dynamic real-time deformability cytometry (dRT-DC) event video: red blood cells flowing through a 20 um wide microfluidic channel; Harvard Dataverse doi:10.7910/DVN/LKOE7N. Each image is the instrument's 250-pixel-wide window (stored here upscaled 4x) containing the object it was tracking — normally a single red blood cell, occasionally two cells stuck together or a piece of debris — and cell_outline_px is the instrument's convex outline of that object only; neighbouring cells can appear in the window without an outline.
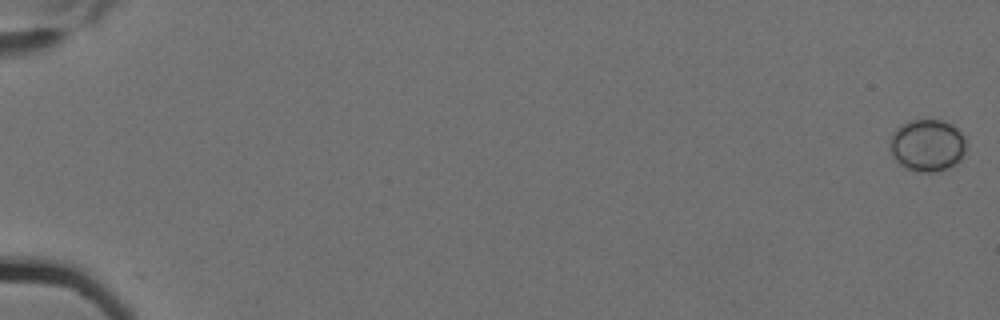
{"species": "Egyptian fruit bat (a non-hibernating species)", "species_latin": "Rousettus aegyptiacus", "temperature_condition": "cold", "stored_images_in_passage": 6, "camera_frame_rate_fps": 3000, "um_per_image_px": 0.085, "animal": {"sex": "female"}, "frame": {"image": 1, "passage_image": 1, "time_ms": 0.0, "image_size_px": [1000, 320], "cell_outline_px": [[968, 144], [964, 152], [956, 164], [948, 168], [936, 172], [916, 172], [900, 164], [892, 156], [888, 144], [892, 132], [900, 124], [912, 120], [940, 120], [952, 124], [964, 136]], "centroid_in_image_um": [78.81, 12.35], "position_along_channel_um": 6.2, "area_um2": 23.47}}